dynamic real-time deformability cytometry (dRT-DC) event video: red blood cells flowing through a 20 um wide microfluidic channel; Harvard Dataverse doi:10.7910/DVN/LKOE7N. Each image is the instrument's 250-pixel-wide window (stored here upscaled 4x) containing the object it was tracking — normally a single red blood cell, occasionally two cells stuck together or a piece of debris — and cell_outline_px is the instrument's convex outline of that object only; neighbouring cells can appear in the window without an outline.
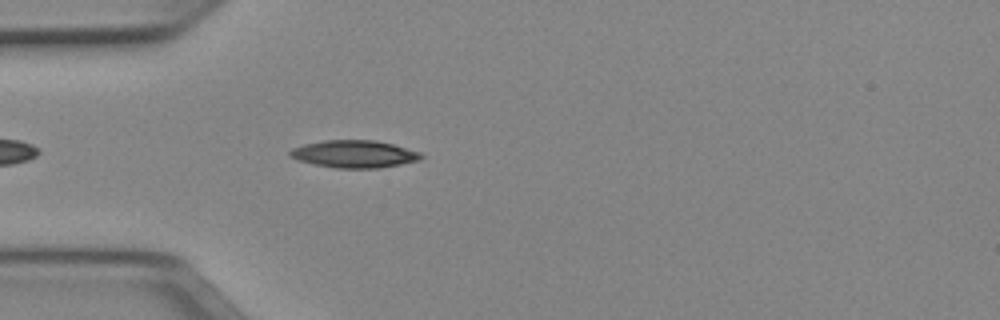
{"species": "Egyptian fruit bat (a non-hibernating species)", "species_latin": "Rousettus aegyptiacus", "temperature_condition": "cold", "stored_images_in_passage": 40, "camera_frame_rate_fps": 3000, "um_per_image_px": 0.085, "animal": {"sex": "female"}, "frame": {"image": 1, "passage_image": 4, "time_ms": 1.0, "image_size_px": [1000, 320], "cell_outline_px": [[424, 156], [420, 160], [380, 168], [336, 168], [316, 164], [300, 160], [288, 156], [288, 152], [292, 148], [304, 144], [324, 140], [376, 140], [392, 144], [420, 152]], "centroid_in_image_um": [30.11, 13.08], "position_along_channel_um": 54.9, "area_um2": 20.87}}
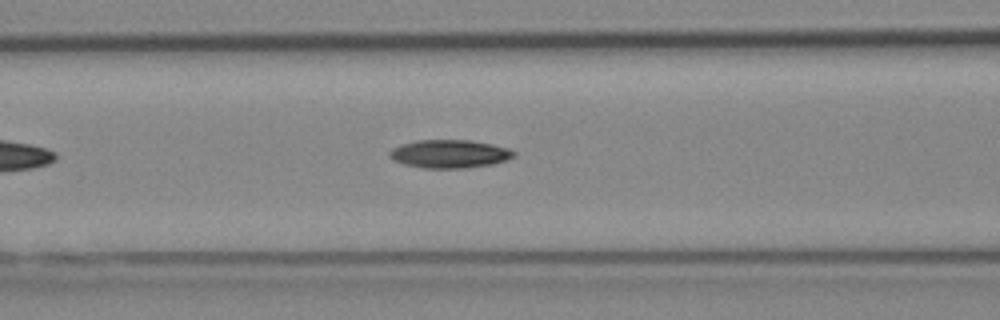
{"frame": {"image": 2, "passage_image": 10, "time_ms": 3.0, "image_size_px": [1000, 320], "cell_outline_px": [[516, 156], [508, 160], [492, 164], [464, 168], [424, 168], [404, 164], [392, 160], [388, 156], [388, 152], [392, 148], [416, 140], [472, 140], [492, 144], [508, 148], [516, 152]], "centroid_in_image_um": [38.23, 13.08], "position_along_channel_um": 128.4, "area_um2": 20.58}}
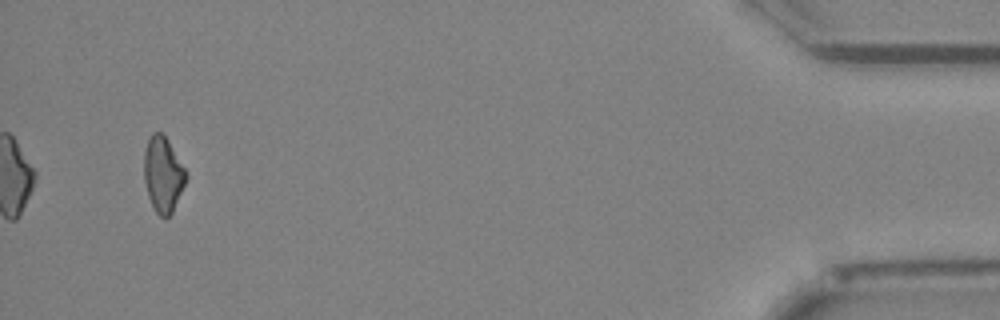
{"frame": {"image": 3, "passage_image": 38, "time_ms": 12.333, "image_size_px": [1000, 320], "cell_outline_px": [[188, 176], [172, 212], [168, 216], [160, 216], [156, 212], [148, 196], [144, 180], [144, 152], [148, 140], [152, 132], [160, 132], [168, 140], [184, 168]], "centroid_in_image_um": [13.84, 14.81], "position_along_channel_um": 421.4, "area_um2": 18.09}, "authors_computed_cell_mechanics": {"area_um2": 19.3919, "velocity_mm_per_s": 3.9737, "shape_relaxation_time_tau1_ms": 4.1252, "shape_relaxation_time_tau2_ms": null, "deformation_change_tau1": 0.1297, "deformation_change_tau2": null}}